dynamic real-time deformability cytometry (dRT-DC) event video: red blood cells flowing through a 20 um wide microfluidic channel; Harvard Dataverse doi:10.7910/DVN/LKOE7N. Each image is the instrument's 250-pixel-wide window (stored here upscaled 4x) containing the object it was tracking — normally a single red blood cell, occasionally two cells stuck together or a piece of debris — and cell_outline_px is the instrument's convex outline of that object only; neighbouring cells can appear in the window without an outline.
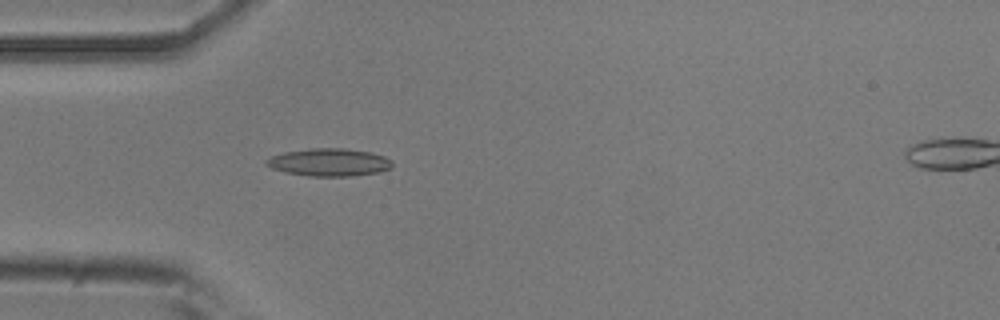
{"species": "common noctule bat (a hibernating species)", "species_latin": "Nyctalus noctula", "temperature_condition": "room temperature", "stored_images_in_passage": 47, "camera_frame_rate_fps": 3000, "um_per_image_px": 0.085, "animal": {"sex": "male", "body_mass_g": 20.5, "forearm_length_mm": 52.5}, "frame": {"image": 1, "passage_image": 11, "time_ms": 3.333, "image_size_px": [1000, 320], "cell_outline_px": [[392, 168], [380, 172], [352, 176], [308, 176], [284, 172], [272, 168], [264, 164], [264, 160], [272, 156], [284, 152], [308, 148], [344, 148], [372, 152], [384, 156], [392, 160]], "centroid_in_image_um": [27.98, 13.79], "position_along_channel_um": 57.0, "area_um2": 20.58}}
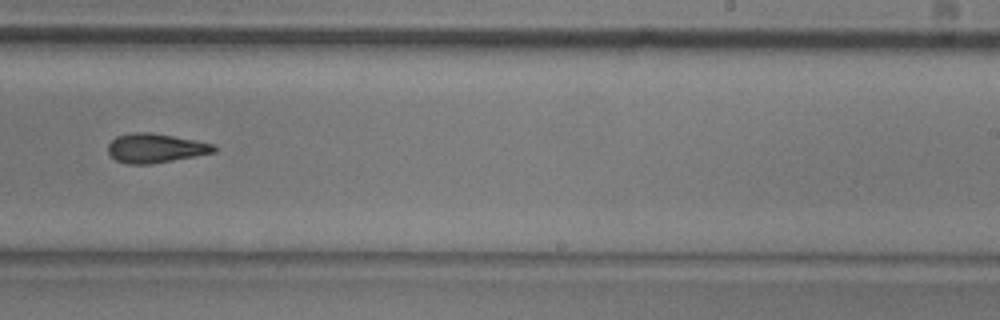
{"frame": {"image": 2, "passage_image": 28, "time_ms": 9.0, "image_size_px": [1000, 320], "cell_outline_px": [[216, 152], [196, 156], [152, 164], [128, 164], [116, 160], [108, 152], [108, 144], [116, 136], [136, 132], [152, 132], [196, 140], [212, 144], [216, 148]], "centroid_in_image_um": [13.21, 12.59], "position_along_channel_um": 275.8, "area_um2": 18.03}}
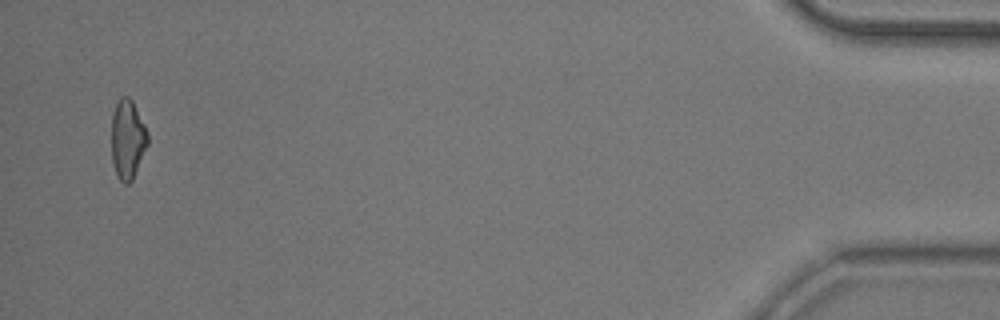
{"frame": {"image": 3, "passage_image": 46, "time_ms": 15.0, "image_size_px": [1000, 320], "cell_outline_px": [[148, 144], [132, 180], [128, 184], [124, 184], [116, 176], [112, 164], [112, 112], [120, 96], [128, 96], [132, 100], [148, 132]], "centroid_in_image_um": [10.83, 11.85], "position_along_channel_um": 424.4, "area_um2": 16.82}, "authors_computed_cell_mechanics": {"area_um2": 17.918, "velocity_mm_per_s": 3.9076, "shape_relaxation_time_tau1_ms": 5.7529, "shape_relaxation_time_tau2_ms": 4.0492, "deformation_change_tau1": 0.1471, "deformation_change_tau2": 0.1343}}